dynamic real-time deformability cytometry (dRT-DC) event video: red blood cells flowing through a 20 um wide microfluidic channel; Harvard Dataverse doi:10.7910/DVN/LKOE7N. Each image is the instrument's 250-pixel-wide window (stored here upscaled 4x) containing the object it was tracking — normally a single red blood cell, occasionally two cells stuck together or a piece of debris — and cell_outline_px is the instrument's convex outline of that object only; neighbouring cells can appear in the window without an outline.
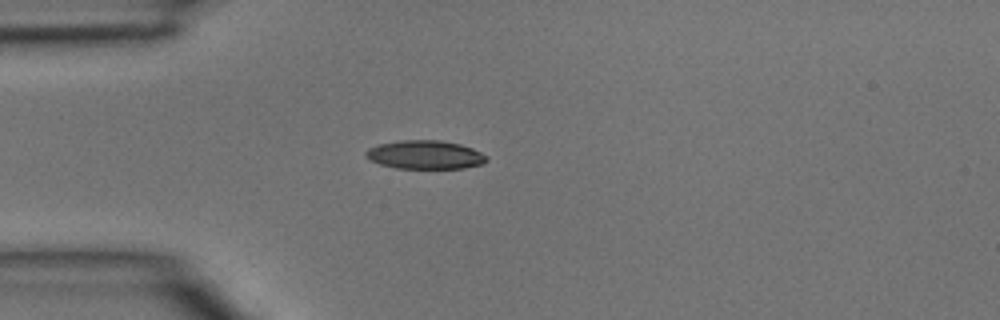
{"species": "common noctule bat (a hibernating species)", "species_latin": "Nyctalus noctula", "temperature_condition": "room temperature", "stored_images_in_passage": 4, "camera_frame_rate_fps": 3000, "um_per_image_px": 0.085, "animal": {"sex": "male", "body_mass_g": 15.6}, "frame": {"image": 1, "passage_image": 4, "time_ms": 1.0, "image_size_px": [1000, 320], "cell_outline_px": [[488, 160], [484, 164], [464, 168], [396, 168], [380, 164], [364, 156], [364, 152], [368, 148], [380, 144], [400, 140], [440, 140], [460, 144], [472, 148], [488, 156]], "centroid_in_image_um": [36.15, 13.15], "position_along_channel_um": 48.8, "area_um2": 20.17}}